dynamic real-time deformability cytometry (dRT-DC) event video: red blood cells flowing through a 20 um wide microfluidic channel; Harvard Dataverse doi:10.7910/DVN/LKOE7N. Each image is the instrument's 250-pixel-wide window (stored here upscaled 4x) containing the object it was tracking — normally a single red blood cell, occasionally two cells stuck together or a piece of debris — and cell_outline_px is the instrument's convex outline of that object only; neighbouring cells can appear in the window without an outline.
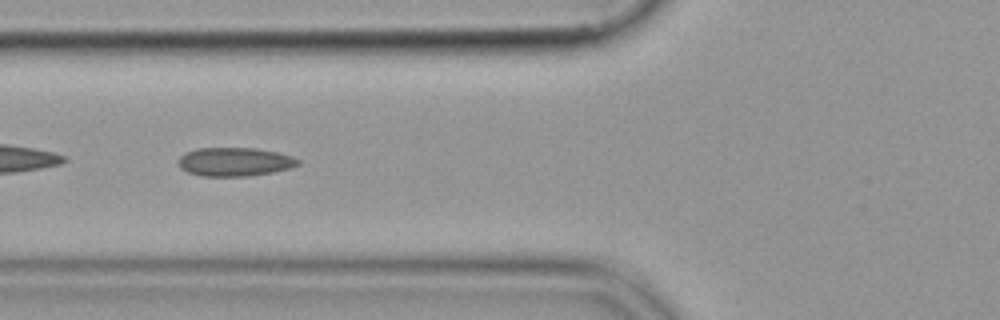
{"species": "common noctule bat (a hibernating species)", "species_latin": "Nyctalus noctula", "temperature_condition": "cold", "stored_images_in_passage": 40, "camera_frame_rate_fps": 3000, "um_per_image_px": 0.085, "animal": {"sex": "female", "body_mass_g": 19.9}, "frame": {"image": 1, "passage_image": 7, "time_ms": 2.0, "image_size_px": [1000, 320], "cell_outline_px": [[300, 164], [292, 168], [272, 172], [248, 176], [200, 176], [188, 172], [180, 168], [180, 156], [184, 152], [196, 148], [256, 148], [276, 152], [292, 156], [300, 160]], "centroid_in_image_um": [19.96, 13.75], "position_along_channel_um": 105.8, "area_um2": 20.06}}